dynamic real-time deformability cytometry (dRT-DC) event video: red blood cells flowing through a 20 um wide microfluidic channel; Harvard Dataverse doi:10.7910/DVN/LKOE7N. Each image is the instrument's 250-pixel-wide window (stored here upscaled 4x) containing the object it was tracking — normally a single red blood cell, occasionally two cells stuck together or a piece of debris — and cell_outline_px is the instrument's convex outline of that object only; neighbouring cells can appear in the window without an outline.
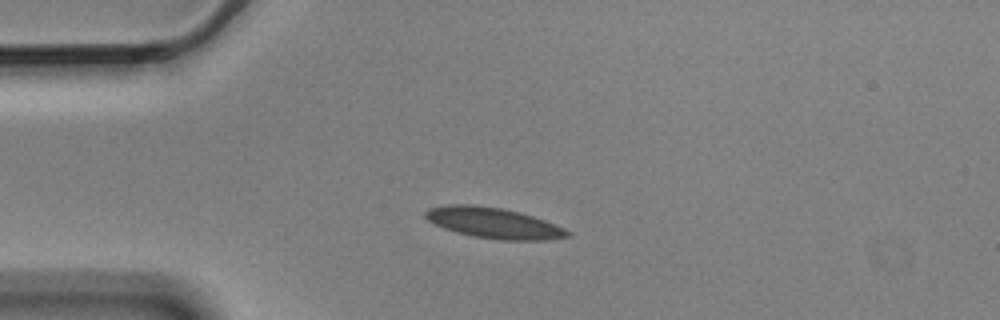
{"species": "Egyptian fruit bat (a non-hibernating species)", "species_latin": "Rousettus aegyptiacus", "temperature_condition": "cold", "stored_images_in_passage": 2, "camera_frame_rate_fps": 3000, "um_per_image_px": 0.085, "animal": {"sex": "male"}, "frame": {"image": 1, "passage_image": 1, "time_ms": 0.0, "image_size_px": [1000, 320], "cell_outline_px": [[572, 236], [548, 240], [500, 240], [476, 236], [456, 232], [444, 228], [428, 220], [424, 216], [424, 212], [428, 208], [448, 204], [468, 204], [500, 208], [520, 212], [556, 224], [572, 232]], "centroid_in_image_um": [41.99, 18.95], "position_along_channel_um": 43.0, "area_um2": 25.37}}